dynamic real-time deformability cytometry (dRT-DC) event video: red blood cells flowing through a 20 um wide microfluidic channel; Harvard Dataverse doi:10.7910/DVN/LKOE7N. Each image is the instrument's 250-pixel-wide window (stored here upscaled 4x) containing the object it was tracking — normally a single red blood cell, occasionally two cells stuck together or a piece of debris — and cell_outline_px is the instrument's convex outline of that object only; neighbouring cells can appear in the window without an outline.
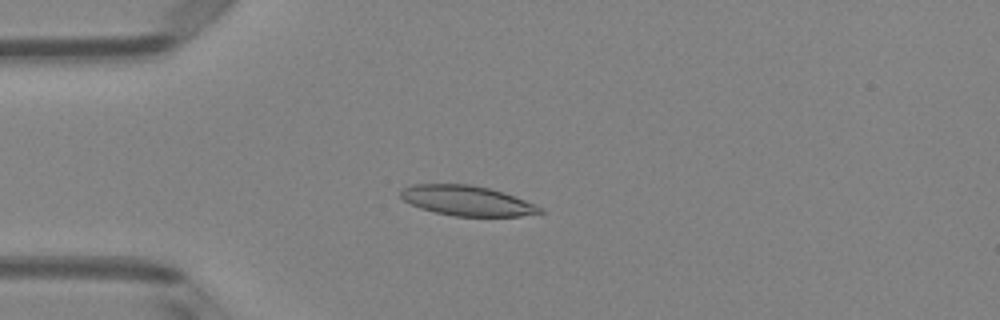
{"species": "Egyptian fruit bat (a non-hibernating species)", "species_latin": "Rousettus aegyptiacus", "temperature_condition": "room temperature", "stored_images_in_passage": 3, "camera_frame_rate_fps": 3000, "um_per_image_px": 0.085, "animal": {"sex": "female"}, "frame": {"image": 1, "passage_image": 3, "time_ms": 0.667, "image_size_px": [1000, 320], "cell_outline_px": [[544, 212], [520, 216], [452, 216], [420, 208], [404, 200], [400, 196], [400, 192], [404, 188], [412, 184], [472, 184], [504, 192], [544, 208]], "centroid_in_image_um": [39.7, 17.05], "position_along_channel_um": 45.3, "area_um2": 24.28}}